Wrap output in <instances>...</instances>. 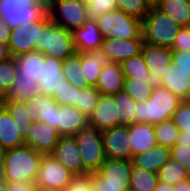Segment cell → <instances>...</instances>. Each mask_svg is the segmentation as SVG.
Instances as JSON below:
<instances>
[{"label":"cell","instance_id":"1","mask_svg":"<svg viewBox=\"0 0 190 191\" xmlns=\"http://www.w3.org/2000/svg\"><path fill=\"white\" fill-rule=\"evenodd\" d=\"M43 154L29 145L6 149L0 178L6 182L35 181Z\"/></svg>","mask_w":190,"mask_h":191},{"label":"cell","instance_id":"2","mask_svg":"<svg viewBox=\"0 0 190 191\" xmlns=\"http://www.w3.org/2000/svg\"><path fill=\"white\" fill-rule=\"evenodd\" d=\"M181 101L167 88L154 85L151 96L147 100L137 102L135 123L156 125L171 119Z\"/></svg>","mask_w":190,"mask_h":191},{"label":"cell","instance_id":"3","mask_svg":"<svg viewBox=\"0 0 190 191\" xmlns=\"http://www.w3.org/2000/svg\"><path fill=\"white\" fill-rule=\"evenodd\" d=\"M181 27L157 7H151L142 21L144 42L170 48Z\"/></svg>","mask_w":190,"mask_h":191},{"label":"cell","instance_id":"4","mask_svg":"<svg viewBox=\"0 0 190 191\" xmlns=\"http://www.w3.org/2000/svg\"><path fill=\"white\" fill-rule=\"evenodd\" d=\"M36 51L45 56L64 61L76 52L73 34L51 20L41 29Z\"/></svg>","mask_w":190,"mask_h":191},{"label":"cell","instance_id":"5","mask_svg":"<svg viewBox=\"0 0 190 191\" xmlns=\"http://www.w3.org/2000/svg\"><path fill=\"white\" fill-rule=\"evenodd\" d=\"M49 0H0V16L11 29L42 18L48 10Z\"/></svg>","mask_w":190,"mask_h":191},{"label":"cell","instance_id":"6","mask_svg":"<svg viewBox=\"0 0 190 191\" xmlns=\"http://www.w3.org/2000/svg\"><path fill=\"white\" fill-rule=\"evenodd\" d=\"M103 37L114 39L143 38L142 22L128 16L123 11L115 9L96 19Z\"/></svg>","mask_w":190,"mask_h":191},{"label":"cell","instance_id":"7","mask_svg":"<svg viewBox=\"0 0 190 191\" xmlns=\"http://www.w3.org/2000/svg\"><path fill=\"white\" fill-rule=\"evenodd\" d=\"M77 142L84 167L95 173L106 160L102 132L87 126L73 135Z\"/></svg>","mask_w":190,"mask_h":191},{"label":"cell","instance_id":"8","mask_svg":"<svg viewBox=\"0 0 190 191\" xmlns=\"http://www.w3.org/2000/svg\"><path fill=\"white\" fill-rule=\"evenodd\" d=\"M50 20L73 32L89 18L87 5L78 0H49Z\"/></svg>","mask_w":190,"mask_h":191},{"label":"cell","instance_id":"9","mask_svg":"<svg viewBox=\"0 0 190 191\" xmlns=\"http://www.w3.org/2000/svg\"><path fill=\"white\" fill-rule=\"evenodd\" d=\"M74 177L53 155L43 154L35 183L38 188L64 191Z\"/></svg>","mask_w":190,"mask_h":191},{"label":"cell","instance_id":"10","mask_svg":"<svg viewBox=\"0 0 190 191\" xmlns=\"http://www.w3.org/2000/svg\"><path fill=\"white\" fill-rule=\"evenodd\" d=\"M50 21L48 12L39 20L27 22L11 30L8 47L11 56L18 57L36 51V42L39 41L41 29Z\"/></svg>","mask_w":190,"mask_h":191},{"label":"cell","instance_id":"11","mask_svg":"<svg viewBox=\"0 0 190 191\" xmlns=\"http://www.w3.org/2000/svg\"><path fill=\"white\" fill-rule=\"evenodd\" d=\"M102 139L106 158L132 161L128 126L119 125L104 130Z\"/></svg>","mask_w":190,"mask_h":191},{"label":"cell","instance_id":"12","mask_svg":"<svg viewBox=\"0 0 190 191\" xmlns=\"http://www.w3.org/2000/svg\"><path fill=\"white\" fill-rule=\"evenodd\" d=\"M51 155L75 176L90 174L84 167L77 142L73 136H60Z\"/></svg>","mask_w":190,"mask_h":191},{"label":"cell","instance_id":"13","mask_svg":"<svg viewBox=\"0 0 190 191\" xmlns=\"http://www.w3.org/2000/svg\"><path fill=\"white\" fill-rule=\"evenodd\" d=\"M141 54L149 68L152 82L159 85L172 62V50L144 42Z\"/></svg>","mask_w":190,"mask_h":191},{"label":"cell","instance_id":"14","mask_svg":"<svg viewBox=\"0 0 190 191\" xmlns=\"http://www.w3.org/2000/svg\"><path fill=\"white\" fill-rule=\"evenodd\" d=\"M59 138L60 134L55 128L46 122L35 121L28 129L24 142L39 153L51 154Z\"/></svg>","mask_w":190,"mask_h":191},{"label":"cell","instance_id":"15","mask_svg":"<svg viewBox=\"0 0 190 191\" xmlns=\"http://www.w3.org/2000/svg\"><path fill=\"white\" fill-rule=\"evenodd\" d=\"M131 170L132 161L106 158L96 173L105 181V185L129 188Z\"/></svg>","mask_w":190,"mask_h":191},{"label":"cell","instance_id":"16","mask_svg":"<svg viewBox=\"0 0 190 191\" xmlns=\"http://www.w3.org/2000/svg\"><path fill=\"white\" fill-rule=\"evenodd\" d=\"M25 106L30 120L46 122L47 125L56 129V112L60 105L52 96L38 93L25 101Z\"/></svg>","mask_w":190,"mask_h":191},{"label":"cell","instance_id":"17","mask_svg":"<svg viewBox=\"0 0 190 191\" xmlns=\"http://www.w3.org/2000/svg\"><path fill=\"white\" fill-rule=\"evenodd\" d=\"M143 38L114 39L103 37L101 48L111 58L112 62L121 63L131 57L141 54Z\"/></svg>","mask_w":190,"mask_h":191},{"label":"cell","instance_id":"18","mask_svg":"<svg viewBox=\"0 0 190 191\" xmlns=\"http://www.w3.org/2000/svg\"><path fill=\"white\" fill-rule=\"evenodd\" d=\"M89 126L104 131L118 126L116 103L113 95L100 94L98 103L88 118Z\"/></svg>","mask_w":190,"mask_h":191},{"label":"cell","instance_id":"19","mask_svg":"<svg viewBox=\"0 0 190 191\" xmlns=\"http://www.w3.org/2000/svg\"><path fill=\"white\" fill-rule=\"evenodd\" d=\"M88 125V117L75 106H59L56 112V130L60 136H73Z\"/></svg>","mask_w":190,"mask_h":191},{"label":"cell","instance_id":"20","mask_svg":"<svg viewBox=\"0 0 190 191\" xmlns=\"http://www.w3.org/2000/svg\"><path fill=\"white\" fill-rule=\"evenodd\" d=\"M62 67V60L45 56L42 74L38 81L39 93L52 96L55 89L66 81Z\"/></svg>","mask_w":190,"mask_h":191},{"label":"cell","instance_id":"21","mask_svg":"<svg viewBox=\"0 0 190 191\" xmlns=\"http://www.w3.org/2000/svg\"><path fill=\"white\" fill-rule=\"evenodd\" d=\"M72 34L76 52L83 53L102 46L103 36L95 19L88 18L83 26L75 29Z\"/></svg>","mask_w":190,"mask_h":191},{"label":"cell","instance_id":"22","mask_svg":"<svg viewBox=\"0 0 190 191\" xmlns=\"http://www.w3.org/2000/svg\"><path fill=\"white\" fill-rule=\"evenodd\" d=\"M111 63V58L102 48L81 53L82 73L88 85L96 87V82L102 68Z\"/></svg>","mask_w":190,"mask_h":191},{"label":"cell","instance_id":"23","mask_svg":"<svg viewBox=\"0 0 190 191\" xmlns=\"http://www.w3.org/2000/svg\"><path fill=\"white\" fill-rule=\"evenodd\" d=\"M159 85L167 88L182 101L190 100V75L173 61Z\"/></svg>","mask_w":190,"mask_h":191},{"label":"cell","instance_id":"24","mask_svg":"<svg viewBox=\"0 0 190 191\" xmlns=\"http://www.w3.org/2000/svg\"><path fill=\"white\" fill-rule=\"evenodd\" d=\"M124 73L120 63L104 66L96 82V89L103 95H114L123 90Z\"/></svg>","mask_w":190,"mask_h":191},{"label":"cell","instance_id":"25","mask_svg":"<svg viewBox=\"0 0 190 191\" xmlns=\"http://www.w3.org/2000/svg\"><path fill=\"white\" fill-rule=\"evenodd\" d=\"M128 133L133 157L157 145L154 125L134 123L128 126Z\"/></svg>","mask_w":190,"mask_h":191},{"label":"cell","instance_id":"26","mask_svg":"<svg viewBox=\"0 0 190 191\" xmlns=\"http://www.w3.org/2000/svg\"><path fill=\"white\" fill-rule=\"evenodd\" d=\"M8 109L0 103V143L5 149H12L24 145V138L19 133Z\"/></svg>","mask_w":190,"mask_h":191},{"label":"cell","instance_id":"27","mask_svg":"<svg viewBox=\"0 0 190 191\" xmlns=\"http://www.w3.org/2000/svg\"><path fill=\"white\" fill-rule=\"evenodd\" d=\"M170 159V149L162 145H155L148 151L133 157L134 166L158 173L159 169Z\"/></svg>","mask_w":190,"mask_h":191},{"label":"cell","instance_id":"28","mask_svg":"<svg viewBox=\"0 0 190 191\" xmlns=\"http://www.w3.org/2000/svg\"><path fill=\"white\" fill-rule=\"evenodd\" d=\"M44 58L45 55L38 51H32L15 57L17 66L15 76H27L38 82L42 74Z\"/></svg>","mask_w":190,"mask_h":191},{"label":"cell","instance_id":"29","mask_svg":"<svg viewBox=\"0 0 190 191\" xmlns=\"http://www.w3.org/2000/svg\"><path fill=\"white\" fill-rule=\"evenodd\" d=\"M39 93V86L36 80L27 76H15L10 89L2 101L25 102Z\"/></svg>","mask_w":190,"mask_h":191},{"label":"cell","instance_id":"30","mask_svg":"<svg viewBox=\"0 0 190 191\" xmlns=\"http://www.w3.org/2000/svg\"><path fill=\"white\" fill-rule=\"evenodd\" d=\"M156 7L180 27L190 26V0H160Z\"/></svg>","mask_w":190,"mask_h":191},{"label":"cell","instance_id":"31","mask_svg":"<svg viewBox=\"0 0 190 191\" xmlns=\"http://www.w3.org/2000/svg\"><path fill=\"white\" fill-rule=\"evenodd\" d=\"M116 103L118 126H129L135 123V114L137 111V102L124 90L114 94Z\"/></svg>","mask_w":190,"mask_h":191},{"label":"cell","instance_id":"32","mask_svg":"<svg viewBox=\"0 0 190 191\" xmlns=\"http://www.w3.org/2000/svg\"><path fill=\"white\" fill-rule=\"evenodd\" d=\"M63 74L65 80L76 88H88L89 85L82 73L81 53L75 52L63 61Z\"/></svg>","mask_w":190,"mask_h":191},{"label":"cell","instance_id":"33","mask_svg":"<svg viewBox=\"0 0 190 191\" xmlns=\"http://www.w3.org/2000/svg\"><path fill=\"white\" fill-rule=\"evenodd\" d=\"M158 181V173L138 168L132 163L129 191H154Z\"/></svg>","mask_w":190,"mask_h":191},{"label":"cell","instance_id":"34","mask_svg":"<svg viewBox=\"0 0 190 191\" xmlns=\"http://www.w3.org/2000/svg\"><path fill=\"white\" fill-rule=\"evenodd\" d=\"M190 178L188 171L177 161L170 158L158 171L160 182L177 185L182 180Z\"/></svg>","mask_w":190,"mask_h":191},{"label":"cell","instance_id":"35","mask_svg":"<svg viewBox=\"0 0 190 191\" xmlns=\"http://www.w3.org/2000/svg\"><path fill=\"white\" fill-rule=\"evenodd\" d=\"M120 65L125 78L152 81L149 68L145 63L142 54L123 60Z\"/></svg>","mask_w":190,"mask_h":191},{"label":"cell","instance_id":"36","mask_svg":"<svg viewBox=\"0 0 190 191\" xmlns=\"http://www.w3.org/2000/svg\"><path fill=\"white\" fill-rule=\"evenodd\" d=\"M1 103L8 109L13 118L15 124H17L19 128V133L26 137L28 129L33 123L32 120L29 119L27 114V109L25 106V102L22 101H1Z\"/></svg>","mask_w":190,"mask_h":191},{"label":"cell","instance_id":"37","mask_svg":"<svg viewBox=\"0 0 190 191\" xmlns=\"http://www.w3.org/2000/svg\"><path fill=\"white\" fill-rule=\"evenodd\" d=\"M154 132L157 145H162L163 147L171 149L177 143L180 130L172 119H168L154 125Z\"/></svg>","mask_w":190,"mask_h":191},{"label":"cell","instance_id":"38","mask_svg":"<svg viewBox=\"0 0 190 191\" xmlns=\"http://www.w3.org/2000/svg\"><path fill=\"white\" fill-rule=\"evenodd\" d=\"M154 85L152 81L124 78L123 90L136 102H142L151 96Z\"/></svg>","mask_w":190,"mask_h":191},{"label":"cell","instance_id":"39","mask_svg":"<svg viewBox=\"0 0 190 191\" xmlns=\"http://www.w3.org/2000/svg\"><path fill=\"white\" fill-rule=\"evenodd\" d=\"M99 97L100 93L95 87L78 88V102L75 107L89 118L98 103Z\"/></svg>","mask_w":190,"mask_h":191},{"label":"cell","instance_id":"40","mask_svg":"<svg viewBox=\"0 0 190 191\" xmlns=\"http://www.w3.org/2000/svg\"><path fill=\"white\" fill-rule=\"evenodd\" d=\"M117 9L141 22L150 11V5L145 0H116Z\"/></svg>","mask_w":190,"mask_h":191},{"label":"cell","instance_id":"41","mask_svg":"<svg viewBox=\"0 0 190 191\" xmlns=\"http://www.w3.org/2000/svg\"><path fill=\"white\" fill-rule=\"evenodd\" d=\"M16 68L17 66L13 56L0 62V102L4 100L13 83Z\"/></svg>","mask_w":190,"mask_h":191},{"label":"cell","instance_id":"42","mask_svg":"<svg viewBox=\"0 0 190 191\" xmlns=\"http://www.w3.org/2000/svg\"><path fill=\"white\" fill-rule=\"evenodd\" d=\"M52 97L59 105L76 106L78 102V88L65 81L59 88L55 89Z\"/></svg>","mask_w":190,"mask_h":191},{"label":"cell","instance_id":"43","mask_svg":"<svg viewBox=\"0 0 190 191\" xmlns=\"http://www.w3.org/2000/svg\"><path fill=\"white\" fill-rule=\"evenodd\" d=\"M171 119L183 135L190 136V100L181 101Z\"/></svg>","mask_w":190,"mask_h":191},{"label":"cell","instance_id":"44","mask_svg":"<svg viewBox=\"0 0 190 191\" xmlns=\"http://www.w3.org/2000/svg\"><path fill=\"white\" fill-rule=\"evenodd\" d=\"M115 9H117L116 0H90L87 4L89 18L95 20Z\"/></svg>","mask_w":190,"mask_h":191},{"label":"cell","instance_id":"45","mask_svg":"<svg viewBox=\"0 0 190 191\" xmlns=\"http://www.w3.org/2000/svg\"><path fill=\"white\" fill-rule=\"evenodd\" d=\"M170 158L179 162L190 174V146L174 145L170 149Z\"/></svg>","mask_w":190,"mask_h":191},{"label":"cell","instance_id":"46","mask_svg":"<svg viewBox=\"0 0 190 191\" xmlns=\"http://www.w3.org/2000/svg\"><path fill=\"white\" fill-rule=\"evenodd\" d=\"M170 49L172 51H190V26L181 27Z\"/></svg>","mask_w":190,"mask_h":191},{"label":"cell","instance_id":"47","mask_svg":"<svg viewBox=\"0 0 190 191\" xmlns=\"http://www.w3.org/2000/svg\"><path fill=\"white\" fill-rule=\"evenodd\" d=\"M64 191H93L91 173L83 176H75Z\"/></svg>","mask_w":190,"mask_h":191},{"label":"cell","instance_id":"48","mask_svg":"<svg viewBox=\"0 0 190 191\" xmlns=\"http://www.w3.org/2000/svg\"><path fill=\"white\" fill-rule=\"evenodd\" d=\"M172 61L190 75V51H172Z\"/></svg>","mask_w":190,"mask_h":191},{"label":"cell","instance_id":"49","mask_svg":"<svg viewBox=\"0 0 190 191\" xmlns=\"http://www.w3.org/2000/svg\"><path fill=\"white\" fill-rule=\"evenodd\" d=\"M91 183L93 191H129V188H113L105 185V181L96 172L91 173Z\"/></svg>","mask_w":190,"mask_h":191},{"label":"cell","instance_id":"50","mask_svg":"<svg viewBox=\"0 0 190 191\" xmlns=\"http://www.w3.org/2000/svg\"><path fill=\"white\" fill-rule=\"evenodd\" d=\"M8 191H37L35 181L7 182Z\"/></svg>","mask_w":190,"mask_h":191},{"label":"cell","instance_id":"51","mask_svg":"<svg viewBox=\"0 0 190 191\" xmlns=\"http://www.w3.org/2000/svg\"><path fill=\"white\" fill-rule=\"evenodd\" d=\"M11 28L7 25V23L0 16V42L7 44L10 40Z\"/></svg>","mask_w":190,"mask_h":191},{"label":"cell","instance_id":"52","mask_svg":"<svg viewBox=\"0 0 190 191\" xmlns=\"http://www.w3.org/2000/svg\"><path fill=\"white\" fill-rule=\"evenodd\" d=\"M11 53L7 44L0 42V62L11 58Z\"/></svg>","mask_w":190,"mask_h":191},{"label":"cell","instance_id":"53","mask_svg":"<svg viewBox=\"0 0 190 191\" xmlns=\"http://www.w3.org/2000/svg\"><path fill=\"white\" fill-rule=\"evenodd\" d=\"M154 191H175V185L165 184L158 181Z\"/></svg>","mask_w":190,"mask_h":191},{"label":"cell","instance_id":"54","mask_svg":"<svg viewBox=\"0 0 190 191\" xmlns=\"http://www.w3.org/2000/svg\"><path fill=\"white\" fill-rule=\"evenodd\" d=\"M175 191H190V178L175 185Z\"/></svg>","mask_w":190,"mask_h":191},{"label":"cell","instance_id":"55","mask_svg":"<svg viewBox=\"0 0 190 191\" xmlns=\"http://www.w3.org/2000/svg\"><path fill=\"white\" fill-rule=\"evenodd\" d=\"M175 145H186L190 146V136L189 135H183V131H180L177 143Z\"/></svg>","mask_w":190,"mask_h":191},{"label":"cell","instance_id":"56","mask_svg":"<svg viewBox=\"0 0 190 191\" xmlns=\"http://www.w3.org/2000/svg\"><path fill=\"white\" fill-rule=\"evenodd\" d=\"M5 148L2 146V144L0 143V172L3 166V160H4V155H5Z\"/></svg>","mask_w":190,"mask_h":191},{"label":"cell","instance_id":"57","mask_svg":"<svg viewBox=\"0 0 190 191\" xmlns=\"http://www.w3.org/2000/svg\"><path fill=\"white\" fill-rule=\"evenodd\" d=\"M0 191H8L7 182L0 178Z\"/></svg>","mask_w":190,"mask_h":191},{"label":"cell","instance_id":"58","mask_svg":"<svg viewBox=\"0 0 190 191\" xmlns=\"http://www.w3.org/2000/svg\"><path fill=\"white\" fill-rule=\"evenodd\" d=\"M145 1L150 5V7H156L160 2V0H145Z\"/></svg>","mask_w":190,"mask_h":191},{"label":"cell","instance_id":"59","mask_svg":"<svg viewBox=\"0 0 190 191\" xmlns=\"http://www.w3.org/2000/svg\"><path fill=\"white\" fill-rule=\"evenodd\" d=\"M37 191H60V190L46 189V188H38Z\"/></svg>","mask_w":190,"mask_h":191},{"label":"cell","instance_id":"60","mask_svg":"<svg viewBox=\"0 0 190 191\" xmlns=\"http://www.w3.org/2000/svg\"><path fill=\"white\" fill-rule=\"evenodd\" d=\"M78 1L81 2V3H84L86 5L90 2V0H78Z\"/></svg>","mask_w":190,"mask_h":191}]
</instances>
